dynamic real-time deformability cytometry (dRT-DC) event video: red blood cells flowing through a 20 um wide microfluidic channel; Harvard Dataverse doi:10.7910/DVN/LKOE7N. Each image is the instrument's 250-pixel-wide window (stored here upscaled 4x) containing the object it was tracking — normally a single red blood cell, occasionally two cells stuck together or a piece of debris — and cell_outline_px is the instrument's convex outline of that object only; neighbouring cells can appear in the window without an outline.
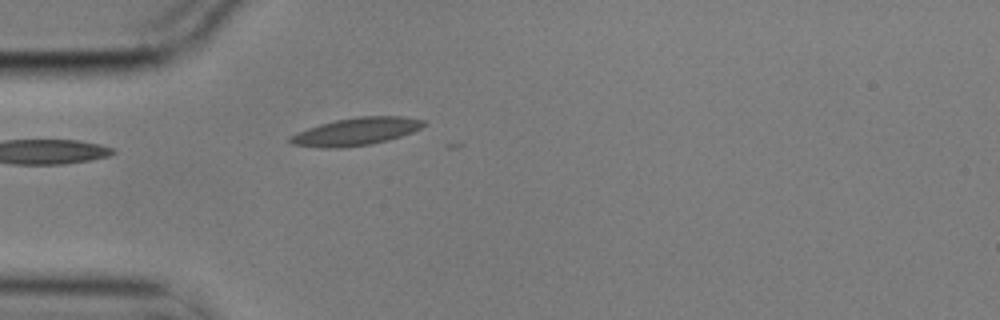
{"species": "common noctule bat (a hibernating species)", "species_latin": "Nyctalus noctula", "temperature_condition": "cold", "stored_images_in_passage": 3, "camera_frame_rate_fps": 3000, "um_per_image_px": 0.085, "animal": {"sex": "male", "body_mass_g": 17.9}, "frame": {"image": 1, "passage_image": 3, "time_ms": 0.667, "image_size_px": [1000, 320], "cell_outline_px": [[428, 124], [412, 132], [388, 140], [372, 144], [340, 148], [320, 148], [292, 144], [288, 140], [288, 136], [296, 132], [320, 124], [336, 120], [360, 116], [404, 116], [424, 120]], "centroid_in_image_um": [30.26, 11.18], "position_along_channel_um": 54.7, "area_um2": 21.62}}